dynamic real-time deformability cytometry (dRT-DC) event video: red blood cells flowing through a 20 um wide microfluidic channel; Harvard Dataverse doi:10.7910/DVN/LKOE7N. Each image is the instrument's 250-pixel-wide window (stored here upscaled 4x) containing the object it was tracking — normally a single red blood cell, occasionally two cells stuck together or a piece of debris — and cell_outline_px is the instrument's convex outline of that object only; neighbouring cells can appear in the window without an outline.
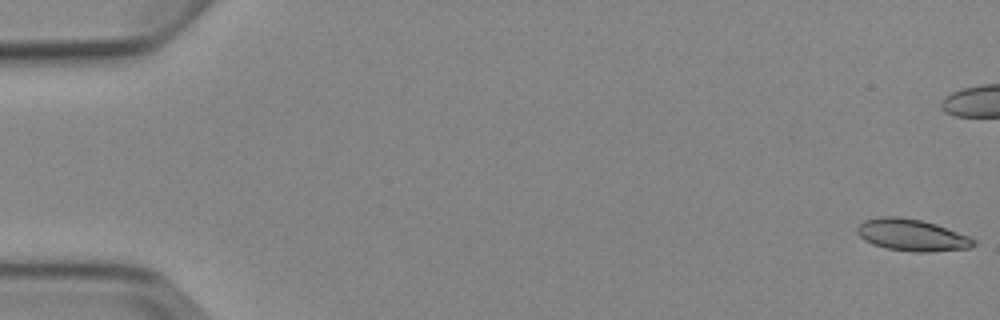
{"species": "Egyptian fruit bat (a non-hibernating species)", "species_latin": "Rousettus aegyptiacus", "temperature_condition": "cold", "stored_images_in_passage": 9, "camera_frame_rate_fps": 3000, "um_per_image_px": 0.085, "animal": {"sex": "female"}, "frame": {"image": 1, "passage_image": 1, "time_ms": 0.0, "image_size_px": [1000, 320], "cell_outline_px": [[976, 244], [968, 248], [932, 252], [916, 252], [888, 248], [872, 244], [864, 240], [856, 232], [856, 228], [864, 220], [880, 216], [896, 216], [920, 220], [936, 224], [968, 236], [976, 240]], "centroid_in_image_um": [77.49, 19.98], "position_along_channel_um": 7.5, "area_um2": 21.5}}